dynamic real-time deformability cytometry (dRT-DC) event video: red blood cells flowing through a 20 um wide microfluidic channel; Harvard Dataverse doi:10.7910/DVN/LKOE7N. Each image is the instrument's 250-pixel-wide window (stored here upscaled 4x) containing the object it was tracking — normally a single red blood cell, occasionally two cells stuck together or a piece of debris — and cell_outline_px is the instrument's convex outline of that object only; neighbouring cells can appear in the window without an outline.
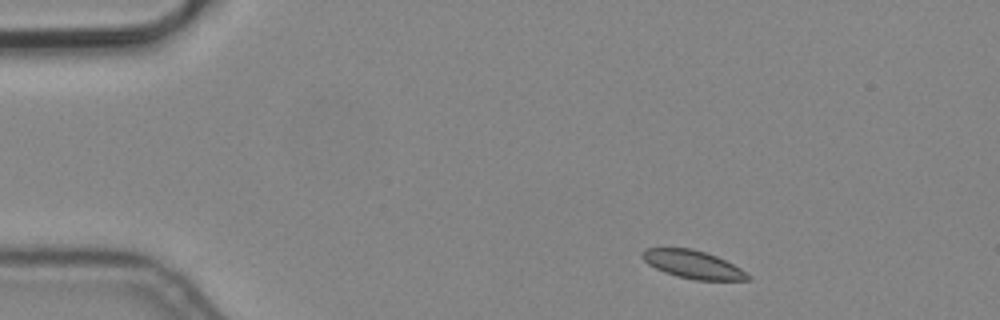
{"species": "common noctule bat (a hibernating species)", "species_latin": "Nyctalus noctula", "temperature_condition": "cold", "stored_images_in_passage": 8, "camera_frame_rate_fps": 3000, "um_per_image_px": 0.085, "animal": {"sex": "male", "body_mass_g": 19.2, "forearm_length_mm": 51.8}, "frame": {"image": 1, "passage_image": 1, "time_ms": 0.0, "image_size_px": [1000, 320], "cell_outline_px": [[752, 280], [696, 280], [676, 276], [664, 272], [648, 264], [640, 256], [640, 252], [644, 248], [692, 248], [716, 256], [740, 268], [752, 276]], "centroid_in_image_um": [58.88, 22.48], "position_along_channel_um": 26.1, "area_um2": 17.28}}
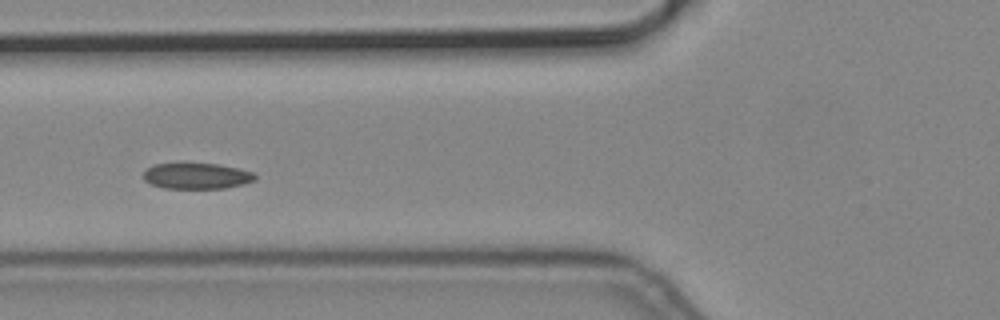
{"frame": {"image": 2, "passage_image": 5, "time_ms": 1.333, "image_size_px": [1000, 320], "cell_outline_px": [[256, 180], [244, 184], [224, 188], [164, 188], [152, 184], [144, 180], [144, 172], [152, 164], [216, 164], [240, 168], [252, 172], [256, 176]], "centroid_in_image_um": [16.75, 14.96], "position_along_channel_um": 109.1, "area_um2": 16.7}}
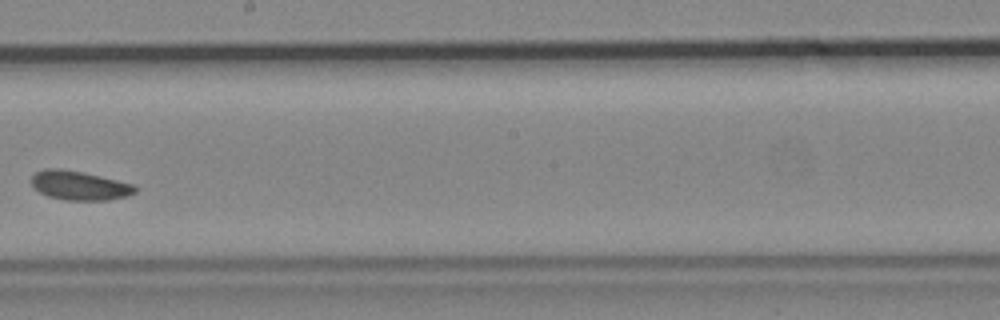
{"frame": {"image": 3, "passage_image": 8, "time_ms": 2.333, "image_size_px": [1000, 320], "cell_outline_px": [[136, 192], [128, 196], [108, 200], [64, 200], [48, 196], [40, 192], [32, 184], [32, 176], [36, 172], [44, 168], [60, 168], [84, 172], [136, 184]], "centroid_in_image_um": [6.79, 15.76], "position_along_channel_um": 241.4, "area_um2": 17.74}}